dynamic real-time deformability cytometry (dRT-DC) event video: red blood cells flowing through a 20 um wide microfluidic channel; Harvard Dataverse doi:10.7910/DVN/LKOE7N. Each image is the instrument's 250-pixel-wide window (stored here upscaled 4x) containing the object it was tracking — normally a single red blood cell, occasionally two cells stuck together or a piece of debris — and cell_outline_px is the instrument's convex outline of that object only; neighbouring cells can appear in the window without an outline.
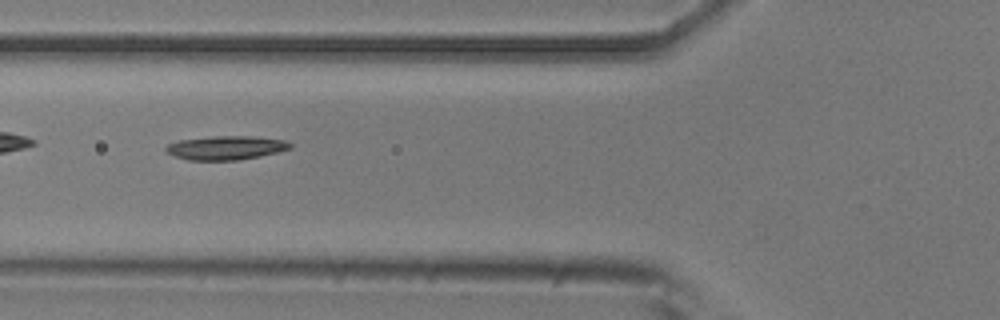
{"species": "common noctule bat (a hibernating species)", "species_latin": "Nyctalus noctula", "temperature_condition": "room temperature", "stored_images_in_passage": 13, "camera_frame_rate_fps": 3000, "um_per_image_px": 0.085, "animal": {"sex": "male", "body_mass_g": 20.5, "forearm_length_mm": 52.5}, "frame": {"image": 1, "passage_image": 4, "time_ms": 4.333, "image_size_px": [1000, 320], "cell_outline_px": [[292, 148], [260, 156], [236, 160], [188, 160], [164, 152], [164, 148], [168, 144], [180, 140], [212, 136], [252, 136], [284, 140], [292, 144]], "centroid_in_image_um": [19.18, 12.56], "position_along_channel_um": 106.6, "area_um2": 17.22}}
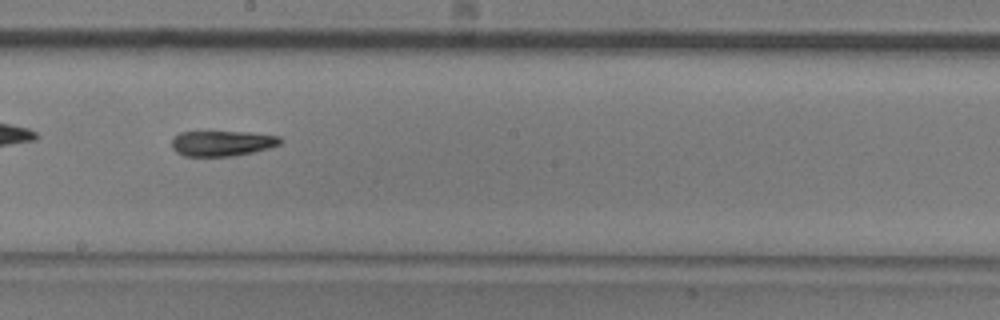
{"frame": {"image": 2, "passage_image": 7, "time_ms": 7.667, "image_size_px": [1000, 320], "cell_outline_px": [[284, 140], [280, 144], [268, 148], [252, 152], [232, 156], [184, 156], [176, 152], [172, 148], [172, 140], [180, 132], [248, 132], [280, 136]], "centroid_in_image_um": [18.9, 12.18], "position_along_channel_um": 229.3, "area_um2": 16.01}}
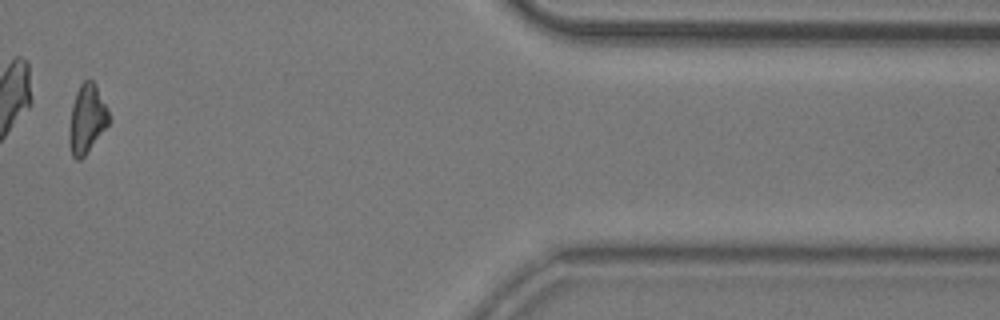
{"frame": {"image": 3, "passage_image": 12, "time_ms": 13.667, "image_size_px": [1000, 320], "cell_outline_px": [[112, 120], [84, 156], [80, 160], [76, 160], [72, 156], [68, 144], [68, 132], [72, 104], [76, 92], [80, 84], [84, 80], [92, 80], [96, 84], [108, 108]], "centroid_in_image_um": [7.39, 10.11], "position_along_channel_um": 404.0, "area_um2": 16.24}, "authors_computed_cell_mechanics": {"area_um2": 16.473, "velocity_mm_per_s": 3.6578, "shape_relaxation_time_tau1_ms": 3.074, "shape_relaxation_time_tau2_ms": null, "deformation_change_tau1": 0.082, "deformation_change_tau2": null}}